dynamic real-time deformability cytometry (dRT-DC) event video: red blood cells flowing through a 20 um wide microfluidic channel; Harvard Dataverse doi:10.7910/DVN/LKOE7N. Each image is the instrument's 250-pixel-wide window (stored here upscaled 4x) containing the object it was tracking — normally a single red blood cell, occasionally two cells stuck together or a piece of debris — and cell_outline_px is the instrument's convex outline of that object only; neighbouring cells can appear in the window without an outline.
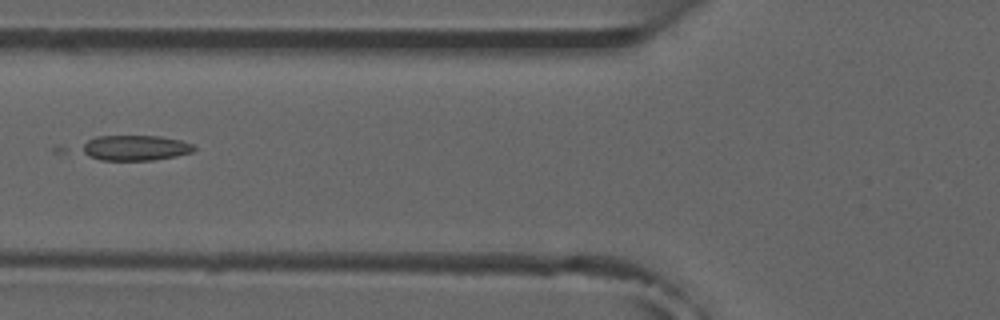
{"species": "common noctule bat (a hibernating species)", "species_latin": "Nyctalus noctula", "temperature_condition": "room temperature", "stored_images_in_passage": 5, "camera_frame_rate_fps": 3000, "um_per_image_px": 0.085, "animal": {"sex": "male", "forearm_length_mm": 52.5}, "frame": {"image": 1, "passage_image": 5, "time_ms": 4.333, "image_size_px": [1000, 320], "cell_outline_px": [[196, 148], [192, 152], [176, 156], [152, 160], [100, 160], [88, 156], [80, 152], [76, 148], [88, 140], [96, 136], [160, 136], [180, 140], [192, 144]], "centroid_in_image_um": [11.41, 12.57], "position_along_channel_um": 114.4, "area_um2": 16.76}}